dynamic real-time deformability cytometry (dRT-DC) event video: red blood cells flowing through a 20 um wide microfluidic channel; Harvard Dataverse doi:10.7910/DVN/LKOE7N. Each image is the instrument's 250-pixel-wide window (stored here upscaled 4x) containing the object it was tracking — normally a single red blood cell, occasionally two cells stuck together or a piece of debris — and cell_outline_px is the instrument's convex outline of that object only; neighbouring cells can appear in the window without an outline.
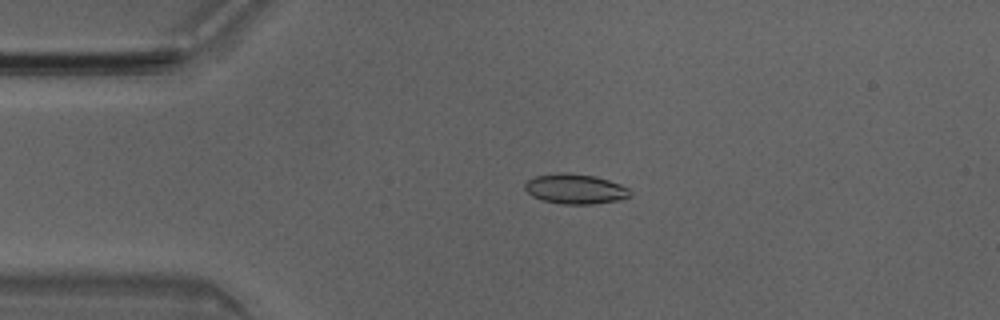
{"species": "Egyptian fruit bat (a non-hibernating species)", "species_latin": "Rousettus aegyptiacus", "temperature_condition": "room temperature", "stored_images_in_passage": 50, "camera_frame_rate_fps": 3000, "um_per_image_px": 0.085, "animal": {"sex": "male"}, "frame": {"image": 1, "passage_image": 11, "time_ms": 3.333, "image_size_px": [1000, 320], "cell_outline_px": [[632, 196], [620, 200], [592, 204], [564, 204], [544, 200], [532, 196], [524, 188], [524, 184], [528, 180], [536, 176], [556, 172], [568, 172], [596, 176], [620, 184], [628, 188], [632, 192]], "centroid_in_image_um": [48.92, 16.05], "position_along_channel_um": 36.1, "area_um2": 18.5}}
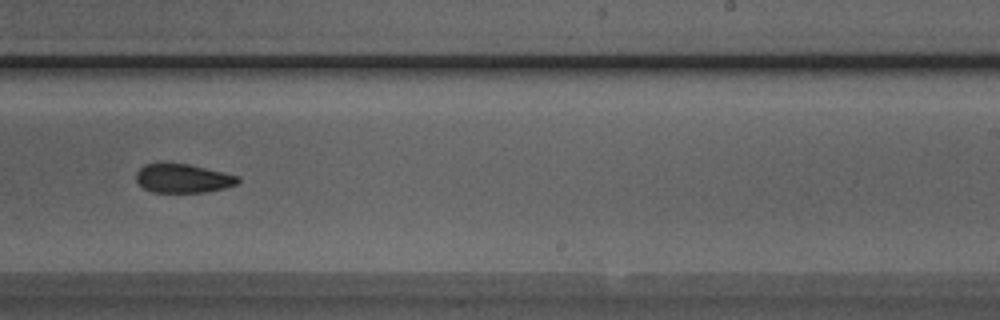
{"frame": {"image": 2, "passage_image": 31, "time_ms": 10.0, "image_size_px": [1000, 320], "cell_outline_px": [[240, 180], [236, 184], [224, 188], [204, 192], [152, 192], [144, 188], [136, 180], [136, 172], [144, 164], [188, 164], [240, 176]], "centroid_in_image_um": [15.55, 15.17], "position_along_channel_um": 273.4, "area_um2": 16.88}}
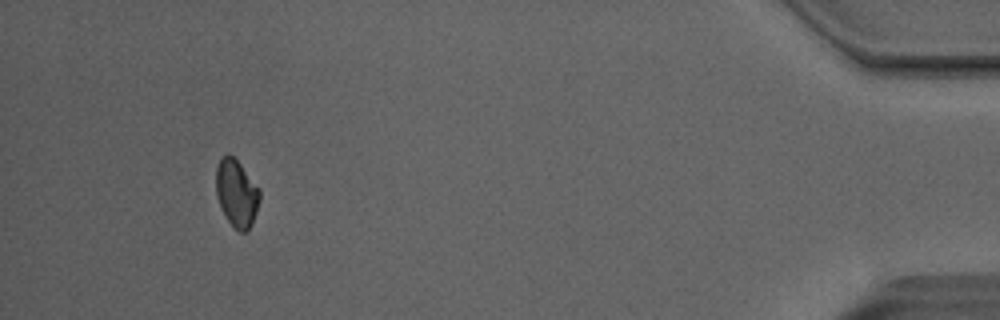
{"frame": {"image": 3, "passage_image": 47, "time_ms": 15.333, "image_size_px": [1000, 320], "cell_outline_px": [[260, 200], [252, 224], [248, 232], [240, 232], [228, 220], [220, 204], [216, 192], [216, 168], [220, 156], [228, 152], [240, 164], [260, 188]], "centroid_in_image_um": [20.12, 16.39], "position_along_channel_um": 415.1, "area_um2": 17.11}, "authors_computed_cell_mechanics": {"area_um2": 17.9469, "velocity_mm_per_s": 4.0371, "shape_relaxation_time_tau1_ms": null, "shape_relaxation_time_tau2_ms": 6.1946, "deformation_change_tau1": null, "deformation_change_tau2": 0.0892}}